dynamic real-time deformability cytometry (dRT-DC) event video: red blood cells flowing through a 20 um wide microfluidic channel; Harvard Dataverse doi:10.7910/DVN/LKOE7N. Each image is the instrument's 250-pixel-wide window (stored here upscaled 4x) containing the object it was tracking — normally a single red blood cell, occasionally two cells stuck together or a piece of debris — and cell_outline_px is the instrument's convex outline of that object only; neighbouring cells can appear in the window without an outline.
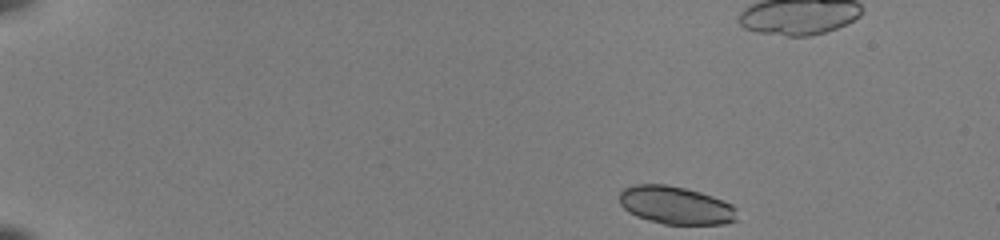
{"species": "common noctule bat (a hibernating species)", "species_latin": "Nyctalus noctula", "temperature_condition": "room temperature", "stored_images_in_passage": 45, "camera_frame_rate_fps": 3000, "um_per_image_px": 0.085, "animal": {"sex": "female", "body_mass_g": 22.0, "forearm_length_mm": 56.7}, "frame": {"image": 1, "passage_image": 1, "time_ms": 0.0, "image_size_px": [1000, 240], "cell_outline_px": [[740, 220], [724, 224], [664, 224], [648, 220], [636, 216], [628, 212], [620, 204], [620, 192], [624, 188], [636, 184], [668, 184], [700, 192], [724, 200], [732, 204], [736, 208]], "centroid_in_image_um": [57.48, 17.45], "position_along_channel_um": 27.5, "area_um2": 26.3}, "authors_computed_cell_mechanics": {"area_um2": 18.207, "velocity_mm_per_s": 3.9858, "shape_relaxation_time_tau1_ms": 0.6714, "shape_relaxation_time_tau2_ms": 1.0801, "deformation_change_tau1": 0.2815, "deformation_change_tau2": 0.059}}